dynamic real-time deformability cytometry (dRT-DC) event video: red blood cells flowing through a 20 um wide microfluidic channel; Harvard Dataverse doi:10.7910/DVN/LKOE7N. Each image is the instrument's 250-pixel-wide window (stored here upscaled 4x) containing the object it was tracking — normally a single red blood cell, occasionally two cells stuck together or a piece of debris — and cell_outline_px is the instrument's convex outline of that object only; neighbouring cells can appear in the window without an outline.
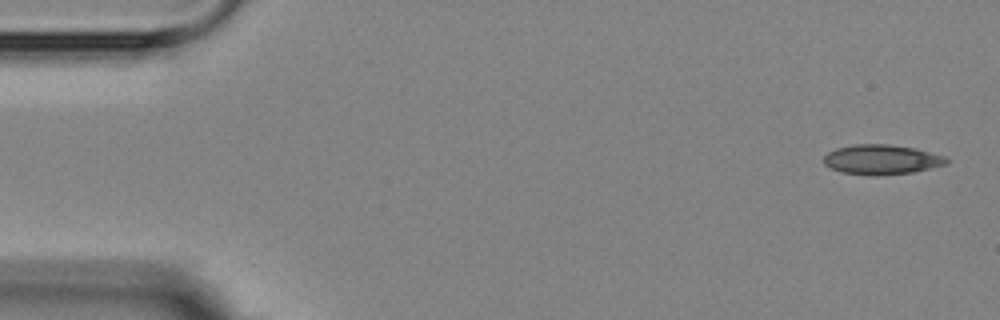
{"species": "Egyptian fruit bat (a non-hibernating species)", "species_latin": "Rousettus aegyptiacus", "temperature_condition": "room temperature", "stored_images_in_passage": 6, "camera_frame_rate_fps": 3000, "um_per_image_px": 0.085, "animal": {"sex": "female"}, "frame": {"image": 1, "passage_image": 1, "time_ms": 0.0, "image_size_px": [1000, 320], "cell_outline_px": [[948, 164], [912, 172], [876, 176], [872, 176], [840, 172], [824, 164], [824, 156], [828, 152], [836, 148], [856, 144], [888, 144], [916, 148], [944, 156], [948, 160]], "centroid_in_image_um": [74.93, 13.56], "position_along_channel_um": 10.1, "area_um2": 21.33}}
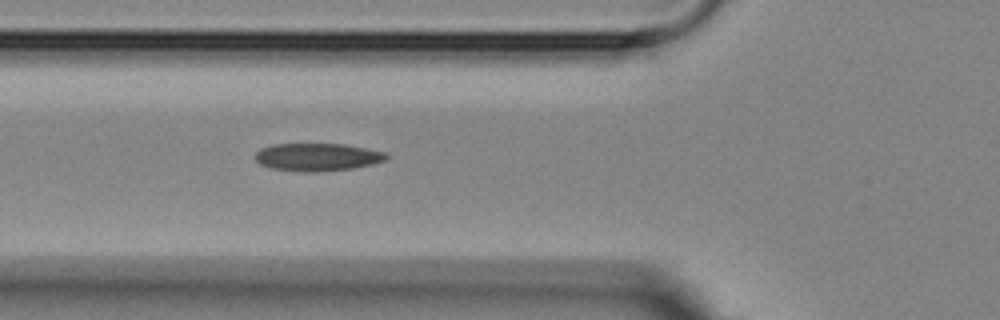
{"frame": {"image": 2, "passage_image": 6, "time_ms": 5.667, "image_size_px": [1000, 320], "cell_outline_px": [[388, 156], [384, 160], [372, 164], [352, 168], [312, 172], [304, 172], [272, 168], [260, 164], [252, 156], [260, 148], [272, 144], [344, 144], [388, 152]], "centroid_in_image_um": [26.95, 13.34], "position_along_channel_um": 98.9, "area_um2": 21.21}}